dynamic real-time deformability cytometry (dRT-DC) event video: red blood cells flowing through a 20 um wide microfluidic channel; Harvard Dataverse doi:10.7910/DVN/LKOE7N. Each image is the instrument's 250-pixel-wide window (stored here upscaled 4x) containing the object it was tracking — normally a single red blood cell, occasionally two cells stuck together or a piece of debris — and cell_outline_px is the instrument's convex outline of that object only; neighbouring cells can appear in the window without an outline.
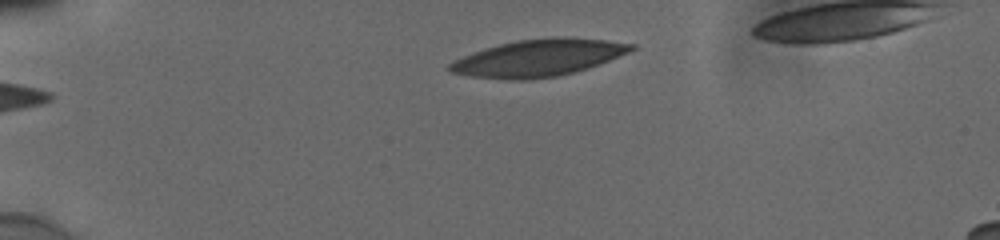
{"species": "human", "species_latin": "Homo sapiens", "temperature_condition": "cold", "stored_images_in_passage": 36, "camera_frame_rate_fps": 3000, "um_per_image_px": 0.085, "donor": {"sex": "male"}, "frame": {"image": 1, "passage_image": 1, "time_ms": 0.0, "image_size_px": [1000, 240], "cell_outline_px": [[636, 48], [628, 52], [608, 60], [572, 72], [556, 76], [524, 80], [512, 80], [472, 76], [452, 72], [448, 68], [448, 64], [464, 56], [500, 44], [516, 40], [560, 36], [564, 36], [604, 40], [636, 44]], "centroid_in_image_um": [45.77, 4.91], "position_along_channel_um": 39.2, "area_um2": 38.32}}
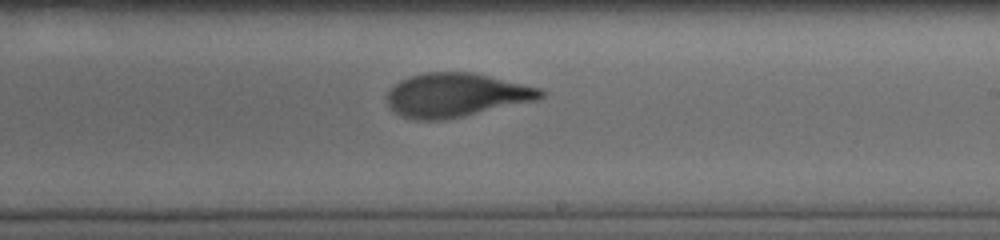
{"frame": {"image": 2, "passage_image": 22, "time_ms": 7.0, "image_size_px": [1000, 240], "cell_outline_px": [[548, 92], [544, 96], [536, 100], [464, 116], [444, 120], [416, 120], [404, 116], [396, 112], [388, 104], [388, 92], [400, 80], [424, 72], [472, 72], [540, 88]], "centroid_in_image_um": [38.79, 8.08], "position_along_channel_um": 250.2, "area_um2": 38.84}}
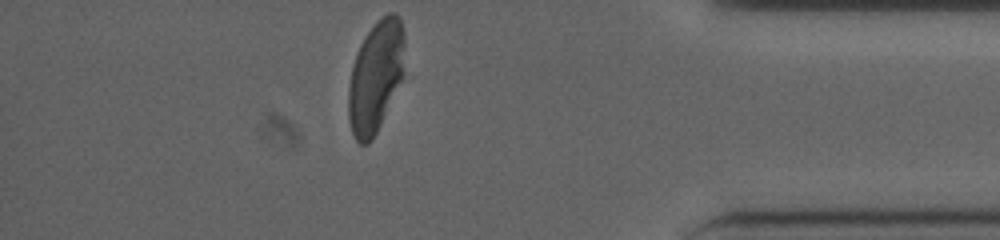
{"frame": {"image": 3, "passage_image": 36, "time_ms": 11.667, "image_size_px": [1000, 240], "cell_outline_px": [[404, 76], [372, 140], [368, 144], [360, 144], [356, 140], [352, 132], [348, 116], [348, 88], [352, 68], [360, 44], [376, 20], [388, 12], [396, 12], [400, 16], [404, 32]], "centroid_in_image_um": [31.95, 6.47], "position_along_channel_um": 403.3, "area_um2": 36.65}, "authors_computed_cell_mechanics": {"area_um2": 39.5063, "velocity_mm_per_s": 3.8468, "shape_relaxation_time_tau1_ms": 4.9777, "shape_relaxation_time_tau2_ms": 1.5275, "deformation_change_tau1": 0.2122, "deformation_change_tau2": 0.0877}}